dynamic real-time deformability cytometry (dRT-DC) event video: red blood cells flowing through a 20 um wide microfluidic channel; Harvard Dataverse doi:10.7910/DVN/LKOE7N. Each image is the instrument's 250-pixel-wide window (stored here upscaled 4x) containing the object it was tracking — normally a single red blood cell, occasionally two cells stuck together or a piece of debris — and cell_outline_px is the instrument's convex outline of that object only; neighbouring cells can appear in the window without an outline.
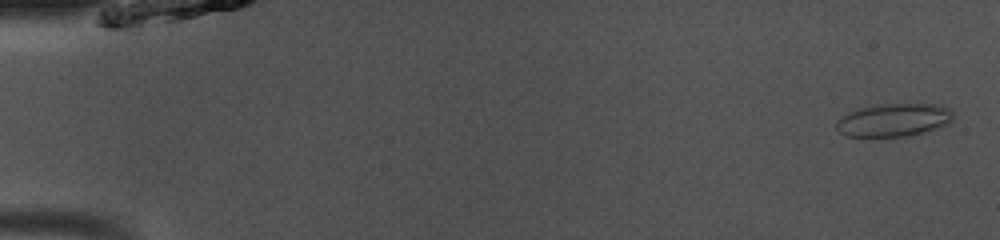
{"species": "common noctule bat (a hibernating species)", "species_latin": "Nyctalus noctula", "temperature_condition": "room temperature", "stored_images_in_passage": 49, "camera_frame_rate_fps": 3000, "um_per_image_px": 0.085, "animal": {"sex": "male", "body_mass_g": 13.0, "forearm_length_mm": 53.1}, "frame": {"image": 1, "passage_image": 2, "time_ms": 0.333, "image_size_px": [1000, 240], "cell_outline_px": [[952, 120], [948, 124], [920, 132], [904, 136], [848, 136], [840, 132], [836, 128], [836, 120], [848, 112], [860, 108], [876, 104], [940, 104], [948, 108], [952, 112]], "centroid_in_image_um": [75.94, 10.18], "position_along_channel_um": 9.1, "area_um2": 22.2}}
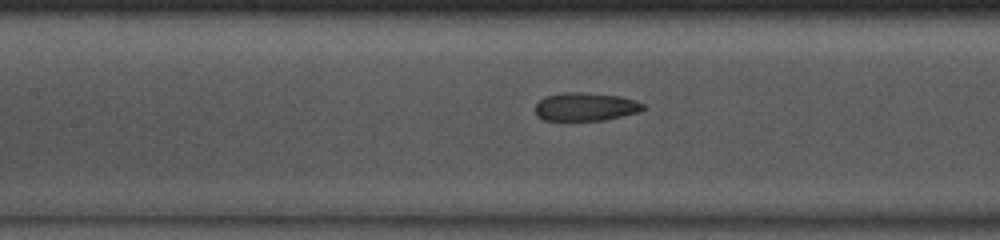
{"frame": {"image": 2, "passage_image": 23, "time_ms": 7.333, "image_size_px": [1000, 240], "cell_outline_px": [[644, 108], [640, 112], [604, 120], [544, 120], [536, 116], [536, 104], [544, 96], [560, 92], [584, 92], [620, 96], [636, 100], [644, 104]], "centroid_in_image_um": [49.76, 9.06], "position_along_channel_um": 157.6, "area_um2": 17.92}}
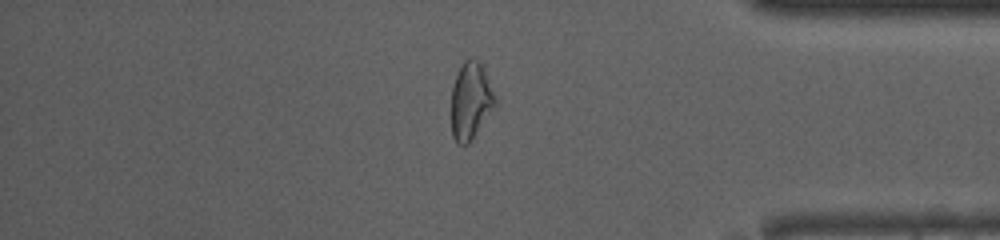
{"frame": {"image": 3, "passage_image": 42, "time_ms": 13.667, "image_size_px": [1000, 240], "cell_outline_px": [[496, 104], [472, 140], [468, 144], [456, 144], [452, 136], [452, 88], [456, 72], [460, 64], [464, 60], [472, 56], [484, 68], [496, 100]], "centroid_in_image_um": [39.99, 8.56], "position_along_channel_um": 395.2, "area_um2": 19.71}, "authors_computed_cell_mechanics": {"area_um2": 19.4786, "velocity_mm_per_s": 4.0683, "shape_relaxation_time_tau1_ms": 2.81, "shape_relaxation_time_tau2_ms": 1.9195, "deformation_change_tau1": 0.1257, "deformation_change_tau2": 0.0915}}